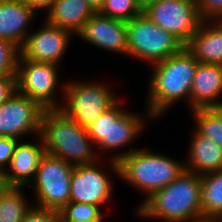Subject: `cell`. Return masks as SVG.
Masks as SVG:
<instances>
[{
  "label": "cell",
  "instance_id": "cell-1",
  "mask_svg": "<svg viewBox=\"0 0 222 222\" xmlns=\"http://www.w3.org/2000/svg\"><path fill=\"white\" fill-rule=\"evenodd\" d=\"M113 155L109 159L105 158V165H109L110 172L117 178L146 194L140 205L186 170L185 162L146 148L131 147Z\"/></svg>",
  "mask_w": 222,
  "mask_h": 222
},
{
  "label": "cell",
  "instance_id": "cell-2",
  "mask_svg": "<svg viewBox=\"0 0 222 222\" xmlns=\"http://www.w3.org/2000/svg\"><path fill=\"white\" fill-rule=\"evenodd\" d=\"M145 220L207 222L201 209V175L185 170L167 186L155 191L135 209Z\"/></svg>",
  "mask_w": 222,
  "mask_h": 222
},
{
  "label": "cell",
  "instance_id": "cell-3",
  "mask_svg": "<svg viewBox=\"0 0 222 222\" xmlns=\"http://www.w3.org/2000/svg\"><path fill=\"white\" fill-rule=\"evenodd\" d=\"M198 61L184 47L179 53L152 65L145 112L163 117L178 101L190 106L191 87ZM171 107V108H170Z\"/></svg>",
  "mask_w": 222,
  "mask_h": 222
},
{
  "label": "cell",
  "instance_id": "cell-4",
  "mask_svg": "<svg viewBox=\"0 0 222 222\" xmlns=\"http://www.w3.org/2000/svg\"><path fill=\"white\" fill-rule=\"evenodd\" d=\"M40 136L46 153L73 166L100 160L87 128L68 118L61 110H44Z\"/></svg>",
  "mask_w": 222,
  "mask_h": 222
},
{
  "label": "cell",
  "instance_id": "cell-5",
  "mask_svg": "<svg viewBox=\"0 0 222 222\" xmlns=\"http://www.w3.org/2000/svg\"><path fill=\"white\" fill-rule=\"evenodd\" d=\"M120 99L104 111L89 127L87 132L96 146L98 156L121 150L134 143L143 133L147 120H154L149 112L142 116L122 108ZM147 118V119H146ZM114 150V151H113Z\"/></svg>",
  "mask_w": 222,
  "mask_h": 222
},
{
  "label": "cell",
  "instance_id": "cell-6",
  "mask_svg": "<svg viewBox=\"0 0 222 222\" xmlns=\"http://www.w3.org/2000/svg\"><path fill=\"white\" fill-rule=\"evenodd\" d=\"M60 87L64 102L59 110L85 128L119 99L103 82L70 81Z\"/></svg>",
  "mask_w": 222,
  "mask_h": 222
},
{
  "label": "cell",
  "instance_id": "cell-7",
  "mask_svg": "<svg viewBox=\"0 0 222 222\" xmlns=\"http://www.w3.org/2000/svg\"><path fill=\"white\" fill-rule=\"evenodd\" d=\"M127 28V56L148 65L161 62L185 47L177 37L153 23L144 13L128 21Z\"/></svg>",
  "mask_w": 222,
  "mask_h": 222
},
{
  "label": "cell",
  "instance_id": "cell-8",
  "mask_svg": "<svg viewBox=\"0 0 222 222\" xmlns=\"http://www.w3.org/2000/svg\"><path fill=\"white\" fill-rule=\"evenodd\" d=\"M73 168L62 158L45 153L34 180L28 186L35 191L34 207L62 210L69 203Z\"/></svg>",
  "mask_w": 222,
  "mask_h": 222
},
{
  "label": "cell",
  "instance_id": "cell-9",
  "mask_svg": "<svg viewBox=\"0 0 222 222\" xmlns=\"http://www.w3.org/2000/svg\"><path fill=\"white\" fill-rule=\"evenodd\" d=\"M58 65L18 59L16 86L20 94L35 100L45 110L60 109L55 96L59 87Z\"/></svg>",
  "mask_w": 222,
  "mask_h": 222
},
{
  "label": "cell",
  "instance_id": "cell-10",
  "mask_svg": "<svg viewBox=\"0 0 222 222\" xmlns=\"http://www.w3.org/2000/svg\"><path fill=\"white\" fill-rule=\"evenodd\" d=\"M143 13L184 45L190 41L203 21L197 0H159L150 4Z\"/></svg>",
  "mask_w": 222,
  "mask_h": 222
},
{
  "label": "cell",
  "instance_id": "cell-11",
  "mask_svg": "<svg viewBox=\"0 0 222 222\" xmlns=\"http://www.w3.org/2000/svg\"><path fill=\"white\" fill-rule=\"evenodd\" d=\"M35 100L17 90L0 105V137L24 140V136L40 135L44 112Z\"/></svg>",
  "mask_w": 222,
  "mask_h": 222
},
{
  "label": "cell",
  "instance_id": "cell-12",
  "mask_svg": "<svg viewBox=\"0 0 222 222\" xmlns=\"http://www.w3.org/2000/svg\"><path fill=\"white\" fill-rule=\"evenodd\" d=\"M38 30L29 32L20 47L19 59L52 63L60 66L67 52L71 37L75 34L67 29L49 24L44 20Z\"/></svg>",
  "mask_w": 222,
  "mask_h": 222
},
{
  "label": "cell",
  "instance_id": "cell-13",
  "mask_svg": "<svg viewBox=\"0 0 222 222\" xmlns=\"http://www.w3.org/2000/svg\"><path fill=\"white\" fill-rule=\"evenodd\" d=\"M102 160L90 164L74 166L71 176V195L69 202L89 203L97 206L104 205L113 195L112 175L99 165ZM101 167V168H100Z\"/></svg>",
  "mask_w": 222,
  "mask_h": 222
},
{
  "label": "cell",
  "instance_id": "cell-14",
  "mask_svg": "<svg viewBox=\"0 0 222 222\" xmlns=\"http://www.w3.org/2000/svg\"><path fill=\"white\" fill-rule=\"evenodd\" d=\"M77 36L99 49L127 56L128 28L125 21L95 12L76 34Z\"/></svg>",
  "mask_w": 222,
  "mask_h": 222
},
{
  "label": "cell",
  "instance_id": "cell-15",
  "mask_svg": "<svg viewBox=\"0 0 222 222\" xmlns=\"http://www.w3.org/2000/svg\"><path fill=\"white\" fill-rule=\"evenodd\" d=\"M37 14L38 11L23 0H0V39L20 49Z\"/></svg>",
  "mask_w": 222,
  "mask_h": 222
},
{
  "label": "cell",
  "instance_id": "cell-16",
  "mask_svg": "<svg viewBox=\"0 0 222 222\" xmlns=\"http://www.w3.org/2000/svg\"><path fill=\"white\" fill-rule=\"evenodd\" d=\"M37 138L38 144L32 141H18L5 170L12 186L27 188L34 180L41 159L46 153L42 137L38 135Z\"/></svg>",
  "mask_w": 222,
  "mask_h": 222
},
{
  "label": "cell",
  "instance_id": "cell-17",
  "mask_svg": "<svg viewBox=\"0 0 222 222\" xmlns=\"http://www.w3.org/2000/svg\"><path fill=\"white\" fill-rule=\"evenodd\" d=\"M222 65L198 63L191 87L190 107L210 109L221 102Z\"/></svg>",
  "mask_w": 222,
  "mask_h": 222
},
{
  "label": "cell",
  "instance_id": "cell-18",
  "mask_svg": "<svg viewBox=\"0 0 222 222\" xmlns=\"http://www.w3.org/2000/svg\"><path fill=\"white\" fill-rule=\"evenodd\" d=\"M185 48L198 63L222 65V20H203Z\"/></svg>",
  "mask_w": 222,
  "mask_h": 222
},
{
  "label": "cell",
  "instance_id": "cell-19",
  "mask_svg": "<svg viewBox=\"0 0 222 222\" xmlns=\"http://www.w3.org/2000/svg\"><path fill=\"white\" fill-rule=\"evenodd\" d=\"M185 169L204 175L222 169V147L192 129Z\"/></svg>",
  "mask_w": 222,
  "mask_h": 222
},
{
  "label": "cell",
  "instance_id": "cell-20",
  "mask_svg": "<svg viewBox=\"0 0 222 222\" xmlns=\"http://www.w3.org/2000/svg\"><path fill=\"white\" fill-rule=\"evenodd\" d=\"M46 11L49 24L70 30L75 36L95 13L86 0H54Z\"/></svg>",
  "mask_w": 222,
  "mask_h": 222
},
{
  "label": "cell",
  "instance_id": "cell-21",
  "mask_svg": "<svg viewBox=\"0 0 222 222\" xmlns=\"http://www.w3.org/2000/svg\"><path fill=\"white\" fill-rule=\"evenodd\" d=\"M201 209L207 222L222 215V169L201 175Z\"/></svg>",
  "mask_w": 222,
  "mask_h": 222
},
{
  "label": "cell",
  "instance_id": "cell-22",
  "mask_svg": "<svg viewBox=\"0 0 222 222\" xmlns=\"http://www.w3.org/2000/svg\"><path fill=\"white\" fill-rule=\"evenodd\" d=\"M26 187L13 186L0 197V222H23L33 208L24 195Z\"/></svg>",
  "mask_w": 222,
  "mask_h": 222
},
{
  "label": "cell",
  "instance_id": "cell-23",
  "mask_svg": "<svg viewBox=\"0 0 222 222\" xmlns=\"http://www.w3.org/2000/svg\"><path fill=\"white\" fill-rule=\"evenodd\" d=\"M195 128L198 134L209 138L222 147V120L210 109H196L191 111Z\"/></svg>",
  "mask_w": 222,
  "mask_h": 222
},
{
  "label": "cell",
  "instance_id": "cell-24",
  "mask_svg": "<svg viewBox=\"0 0 222 222\" xmlns=\"http://www.w3.org/2000/svg\"><path fill=\"white\" fill-rule=\"evenodd\" d=\"M102 207L89 203L69 202L60 210L61 222H103Z\"/></svg>",
  "mask_w": 222,
  "mask_h": 222
},
{
  "label": "cell",
  "instance_id": "cell-25",
  "mask_svg": "<svg viewBox=\"0 0 222 222\" xmlns=\"http://www.w3.org/2000/svg\"><path fill=\"white\" fill-rule=\"evenodd\" d=\"M100 14L128 22L143 13L136 0H105Z\"/></svg>",
  "mask_w": 222,
  "mask_h": 222
},
{
  "label": "cell",
  "instance_id": "cell-26",
  "mask_svg": "<svg viewBox=\"0 0 222 222\" xmlns=\"http://www.w3.org/2000/svg\"><path fill=\"white\" fill-rule=\"evenodd\" d=\"M19 48L13 43L0 39V77L16 76Z\"/></svg>",
  "mask_w": 222,
  "mask_h": 222
},
{
  "label": "cell",
  "instance_id": "cell-27",
  "mask_svg": "<svg viewBox=\"0 0 222 222\" xmlns=\"http://www.w3.org/2000/svg\"><path fill=\"white\" fill-rule=\"evenodd\" d=\"M202 20H222V0H197Z\"/></svg>",
  "mask_w": 222,
  "mask_h": 222
},
{
  "label": "cell",
  "instance_id": "cell-28",
  "mask_svg": "<svg viewBox=\"0 0 222 222\" xmlns=\"http://www.w3.org/2000/svg\"><path fill=\"white\" fill-rule=\"evenodd\" d=\"M23 222H61L60 211L34 207L27 213Z\"/></svg>",
  "mask_w": 222,
  "mask_h": 222
},
{
  "label": "cell",
  "instance_id": "cell-29",
  "mask_svg": "<svg viewBox=\"0 0 222 222\" xmlns=\"http://www.w3.org/2000/svg\"><path fill=\"white\" fill-rule=\"evenodd\" d=\"M19 140L12 137H0V169L6 170Z\"/></svg>",
  "mask_w": 222,
  "mask_h": 222
},
{
  "label": "cell",
  "instance_id": "cell-30",
  "mask_svg": "<svg viewBox=\"0 0 222 222\" xmlns=\"http://www.w3.org/2000/svg\"><path fill=\"white\" fill-rule=\"evenodd\" d=\"M16 90V76L0 77V105H2Z\"/></svg>",
  "mask_w": 222,
  "mask_h": 222
},
{
  "label": "cell",
  "instance_id": "cell-31",
  "mask_svg": "<svg viewBox=\"0 0 222 222\" xmlns=\"http://www.w3.org/2000/svg\"><path fill=\"white\" fill-rule=\"evenodd\" d=\"M25 3L29 4L31 7L35 8L38 12L40 10L45 11L51 6L54 0H23Z\"/></svg>",
  "mask_w": 222,
  "mask_h": 222
},
{
  "label": "cell",
  "instance_id": "cell-32",
  "mask_svg": "<svg viewBox=\"0 0 222 222\" xmlns=\"http://www.w3.org/2000/svg\"><path fill=\"white\" fill-rule=\"evenodd\" d=\"M12 187L13 186L10 184L7 174L4 170L0 169V197Z\"/></svg>",
  "mask_w": 222,
  "mask_h": 222
},
{
  "label": "cell",
  "instance_id": "cell-33",
  "mask_svg": "<svg viewBox=\"0 0 222 222\" xmlns=\"http://www.w3.org/2000/svg\"><path fill=\"white\" fill-rule=\"evenodd\" d=\"M88 5L94 10L99 12L104 5L105 0H86Z\"/></svg>",
  "mask_w": 222,
  "mask_h": 222
},
{
  "label": "cell",
  "instance_id": "cell-34",
  "mask_svg": "<svg viewBox=\"0 0 222 222\" xmlns=\"http://www.w3.org/2000/svg\"><path fill=\"white\" fill-rule=\"evenodd\" d=\"M142 10L146 9L150 4L159 0H136Z\"/></svg>",
  "mask_w": 222,
  "mask_h": 222
},
{
  "label": "cell",
  "instance_id": "cell-35",
  "mask_svg": "<svg viewBox=\"0 0 222 222\" xmlns=\"http://www.w3.org/2000/svg\"><path fill=\"white\" fill-rule=\"evenodd\" d=\"M222 120V101L211 108Z\"/></svg>",
  "mask_w": 222,
  "mask_h": 222
},
{
  "label": "cell",
  "instance_id": "cell-36",
  "mask_svg": "<svg viewBox=\"0 0 222 222\" xmlns=\"http://www.w3.org/2000/svg\"><path fill=\"white\" fill-rule=\"evenodd\" d=\"M209 222H222V215H220V216H218V217L212 219V220L209 221Z\"/></svg>",
  "mask_w": 222,
  "mask_h": 222
}]
</instances>
